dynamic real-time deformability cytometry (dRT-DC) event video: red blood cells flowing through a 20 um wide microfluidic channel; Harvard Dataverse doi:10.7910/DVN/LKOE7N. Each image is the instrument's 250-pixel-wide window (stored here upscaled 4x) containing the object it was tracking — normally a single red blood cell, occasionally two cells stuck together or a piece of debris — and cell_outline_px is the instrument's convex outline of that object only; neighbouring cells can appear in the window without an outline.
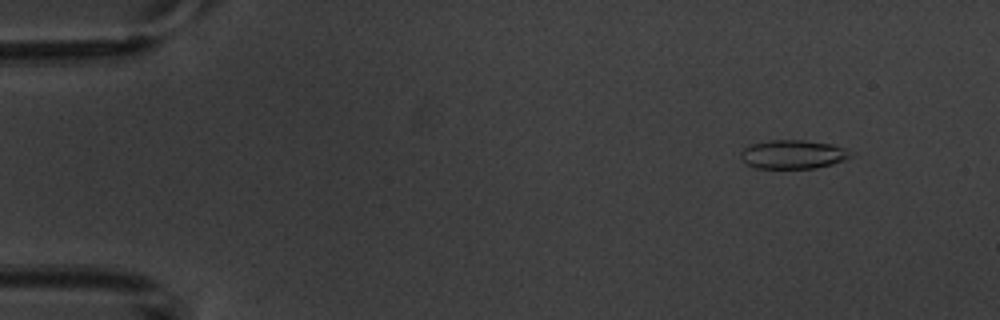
{"species": "common noctule bat (a hibernating species)", "species_latin": "Nyctalus noctula", "temperature_condition": "warm", "stored_images_in_passage": 5, "camera_frame_rate_fps": 3000, "um_per_image_px": 0.085, "animal": {"sex": "male", "body_mass_g": 20.1, "forearm_length_mm": 53.5}, "frame": {"image": 1, "passage_image": 2, "time_ms": 1.0, "image_size_px": [1000, 320], "cell_outline_px": [[852, 156], [844, 160], [832, 164], [816, 168], [756, 168], [748, 164], [740, 156], [740, 152], [744, 148], [752, 144], [772, 140], [804, 140], [832, 144], [844, 148]], "centroid_in_image_um": [67.4, 13.12], "position_along_channel_um": 17.6, "area_um2": 18.21}}